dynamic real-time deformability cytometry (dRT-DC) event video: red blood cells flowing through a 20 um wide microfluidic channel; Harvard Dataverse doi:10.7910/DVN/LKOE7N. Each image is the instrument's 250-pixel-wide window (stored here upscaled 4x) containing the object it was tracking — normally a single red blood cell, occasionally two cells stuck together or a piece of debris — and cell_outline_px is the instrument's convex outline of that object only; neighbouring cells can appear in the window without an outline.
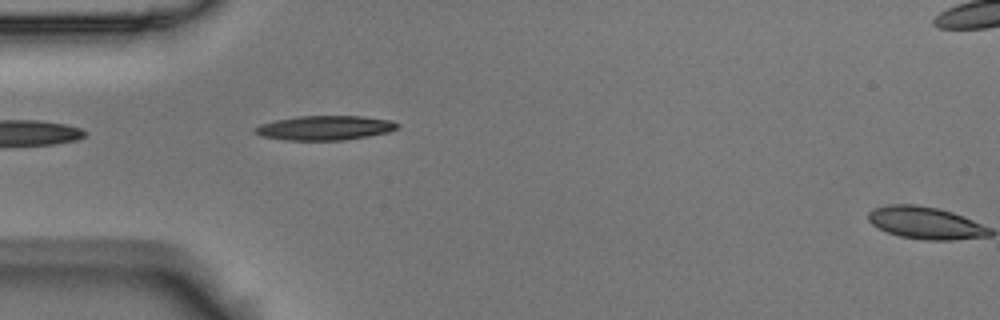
{"species": "Egyptian fruit bat (a non-hibernating species)", "species_latin": "Rousettus aegyptiacus", "temperature_condition": "room temperature", "stored_images_in_passage": 2, "camera_frame_rate_fps": 3000, "um_per_image_px": 0.085, "animal": {"sex": "male"}, "frame": {"image": 1, "passage_image": 1, "time_ms": 0.0, "image_size_px": [1000, 320], "cell_outline_px": [[400, 124], [396, 128], [388, 132], [368, 136], [344, 140], [284, 140], [260, 136], [252, 132], [252, 128], [260, 124], [276, 120], [300, 116], [360, 116], [392, 120]], "centroid_in_image_um": [27.56, 10.87], "position_along_channel_um": 57.4, "area_um2": 20.35}}